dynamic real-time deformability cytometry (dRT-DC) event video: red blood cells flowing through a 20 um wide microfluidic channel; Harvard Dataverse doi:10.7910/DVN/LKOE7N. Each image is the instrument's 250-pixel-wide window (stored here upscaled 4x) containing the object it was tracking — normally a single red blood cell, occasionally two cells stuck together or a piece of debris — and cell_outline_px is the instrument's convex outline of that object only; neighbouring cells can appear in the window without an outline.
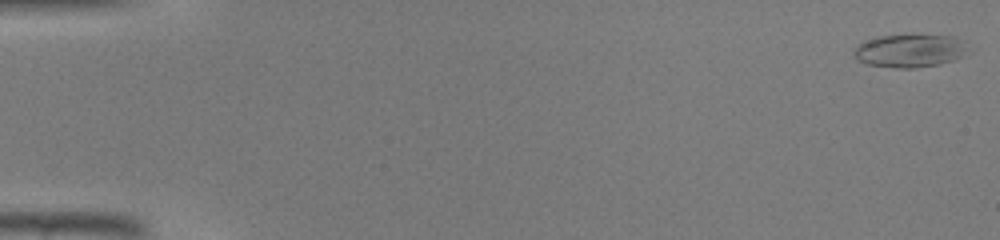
{"species": "common noctule bat (a hibernating species)", "species_latin": "Nyctalus noctula", "temperature_condition": "warm", "stored_images_in_passage": 46, "camera_frame_rate_fps": 3000, "um_per_image_px": 0.085, "animal": {"sex": "male", "body_mass_g": 19.0, "forearm_length_mm": 50.8}, "frame": {"image": 1, "passage_image": 1, "time_ms": 0.0, "image_size_px": [1000, 240], "cell_outline_px": [[972, 52], [952, 60], [940, 64], [912, 68], [896, 68], [868, 64], [856, 60], [852, 56], [852, 52], [860, 44], [868, 40], [880, 36], [956, 36]], "centroid_in_image_um": [77.35, 4.34], "position_along_channel_um": 7.7, "area_um2": 21.73}}
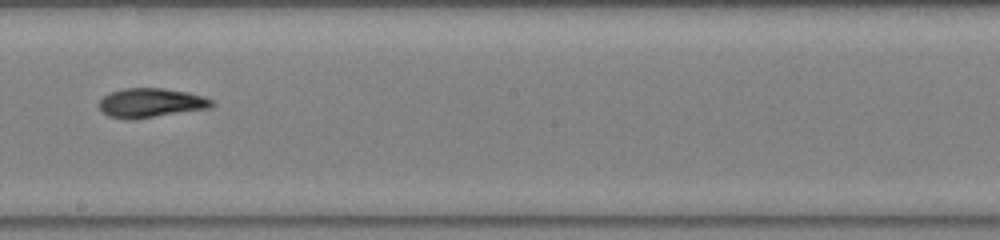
{"frame": {"image": 2, "passage_image": 27, "time_ms": 8.667, "image_size_px": [1000, 240], "cell_outline_px": [[216, 104], [212, 108], [152, 116], [108, 116], [100, 112], [100, 100], [104, 96], [112, 92], [124, 88], [164, 88], [188, 92], [204, 96], [212, 100]], "centroid_in_image_um": [12.91, 8.69], "position_along_channel_um": 235.3, "area_um2": 18.5}}
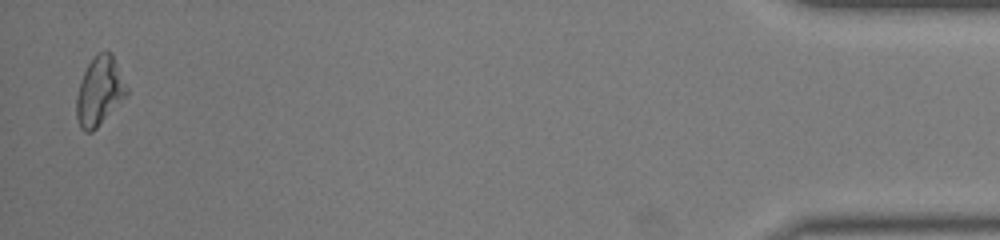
{"frame": {"image": 3, "passage_image": 45, "time_ms": 14.667, "image_size_px": [1000, 240], "cell_outline_px": [[128, 92], [96, 128], [92, 132], [84, 132], [80, 128], [76, 116], [76, 96], [80, 80], [92, 56], [96, 52], [112, 52], [128, 88]], "centroid_in_image_um": [8.43, 7.72], "position_along_channel_um": 426.8, "area_um2": 20.0}}